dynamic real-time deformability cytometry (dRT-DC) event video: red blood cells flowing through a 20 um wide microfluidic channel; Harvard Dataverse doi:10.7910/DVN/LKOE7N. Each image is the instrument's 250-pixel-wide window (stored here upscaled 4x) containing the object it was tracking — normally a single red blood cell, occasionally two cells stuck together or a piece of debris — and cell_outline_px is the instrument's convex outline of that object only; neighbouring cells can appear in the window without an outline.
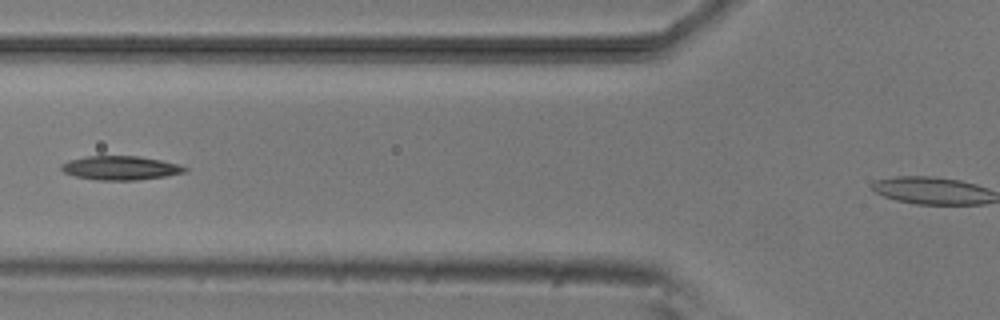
{"species": "common noctule bat (a hibernating species)", "species_latin": "Nyctalus noctula", "temperature_condition": "room temperature", "stored_images_in_passage": 5, "segment_of_instrument_passage": [1, 2], "camera_frame_rate_fps": 3000, "um_per_image_px": 0.085, "animal": {"sex": "male", "body_mass_g": 20.5, "forearm_length_mm": 52.5}, "frame": {"image": 1, "passage_image": 4, "time_ms": 3.667, "image_size_px": [1000, 320], "cell_outline_px": [[188, 172], [164, 176], [136, 180], [96, 180], [76, 176], [64, 172], [60, 168], [60, 164], [68, 160], [88, 156], [140, 156], [160, 160], [176, 164], [188, 168]], "centroid_in_image_um": [10.22, 14.27], "position_along_channel_um": 115.6, "area_um2": 17.17}}